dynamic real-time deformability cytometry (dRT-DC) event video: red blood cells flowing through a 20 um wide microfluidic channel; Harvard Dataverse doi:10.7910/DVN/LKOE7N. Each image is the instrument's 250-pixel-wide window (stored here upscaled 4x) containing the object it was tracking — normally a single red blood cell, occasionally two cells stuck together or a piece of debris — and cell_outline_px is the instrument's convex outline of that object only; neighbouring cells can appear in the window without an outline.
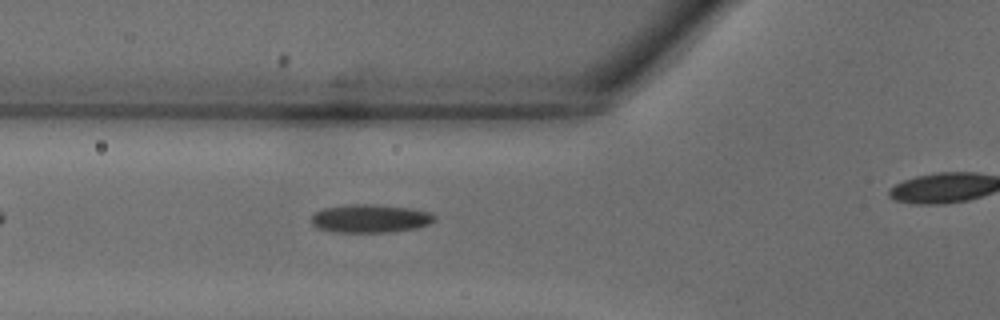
{"species": "common noctule bat (a hibernating species)", "species_latin": "Nyctalus noctula", "temperature_condition": "warm", "stored_images_in_passage": 21, "camera_frame_rate_fps": 3000, "um_per_image_px": 0.085, "animal": {"sex": "male", "body_mass_g": 18.8}, "frame": {"image": 1, "passage_image": 3, "time_ms": 0.667, "image_size_px": [1000, 320], "cell_outline_px": [[436, 220], [428, 224], [416, 228], [392, 232], [336, 232], [316, 228], [312, 224], [312, 216], [316, 212], [324, 208], [348, 204], [376, 204], [412, 208], [432, 212], [436, 216]], "centroid_in_image_um": [31.51, 18.57], "position_along_channel_um": 94.3, "area_um2": 20.52}}
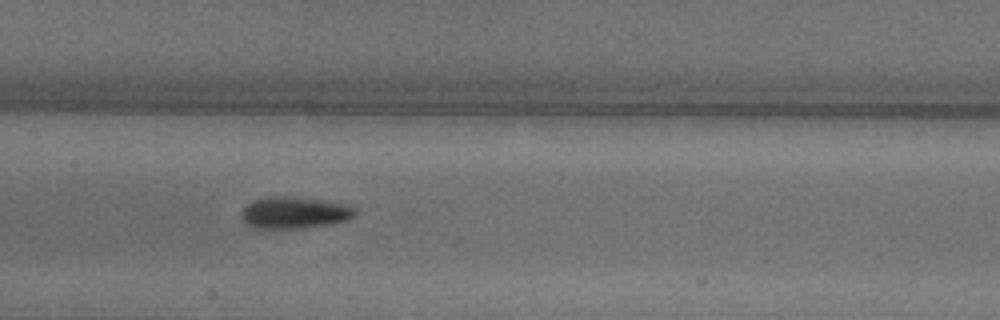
{"frame": {"image": 2, "passage_image": 8, "time_ms": 2.333, "image_size_px": [1000, 320], "cell_outline_px": [[356, 216], [344, 220], [324, 224], [296, 228], [252, 228], [244, 220], [244, 208], [248, 204], [256, 200], [272, 196], [296, 196], [344, 204], [352, 208], [356, 212]], "centroid_in_image_um": [25.02, 18.06], "position_along_channel_um": 182.4, "area_um2": 20.29}}
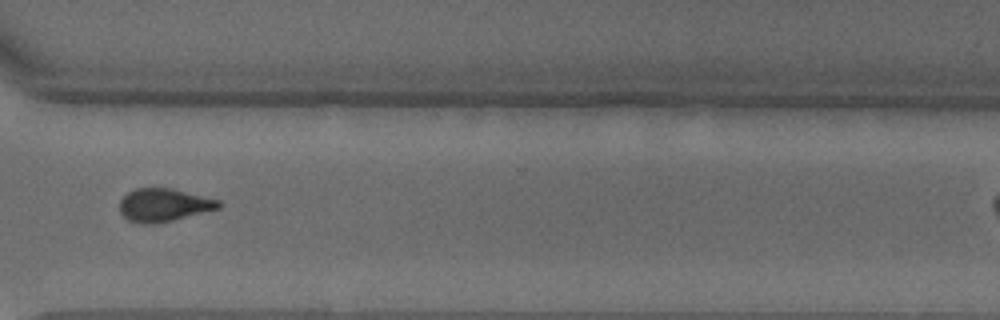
{"frame": {"image": 3, "passage_image": 18, "time_ms": 5.667, "image_size_px": [1000, 320], "cell_outline_px": [[224, 204], [220, 208], [172, 220], [152, 224], [144, 224], [128, 220], [120, 212], [120, 200], [128, 192], [136, 188], [168, 188], [220, 200]], "centroid_in_image_um": [13.92, 17.43], "position_along_channel_um": 356.7, "area_um2": 18.84}}